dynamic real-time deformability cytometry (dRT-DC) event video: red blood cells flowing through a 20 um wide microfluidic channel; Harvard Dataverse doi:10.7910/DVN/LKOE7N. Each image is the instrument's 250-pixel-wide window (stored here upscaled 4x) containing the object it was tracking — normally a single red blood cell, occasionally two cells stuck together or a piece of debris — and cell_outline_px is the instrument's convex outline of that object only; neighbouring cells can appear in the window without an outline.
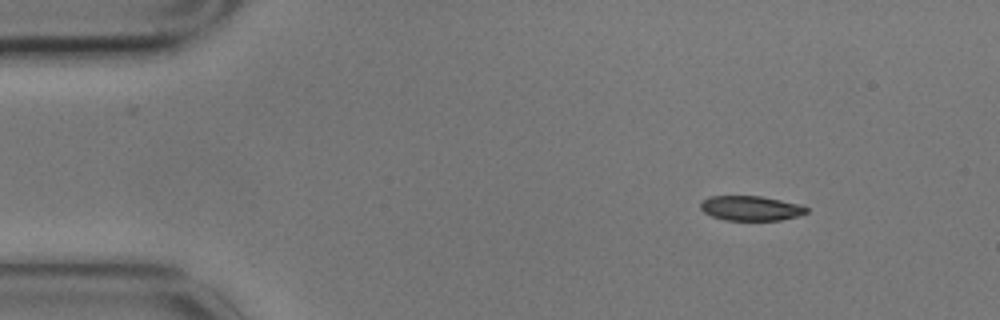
{"species": "common noctule bat (a hibernating species)", "species_latin": "Nyctalus noctula", "temperature_condition": "cold", "stored_images_in_passage": 8, "camera_frame_rate_fps": 3000, "um_per_image_px": 0.085, "animal": {"sex": "male", "body_mass_g": 17.9}, "frame": {"image": 1, "passage_image": 1, "time_ms": 0.0, "image_size_px": [1000, 320], "cell_outline_px": [[808, 212], [796, 216], [780, 220], [724, 220], [712, 216], [704, 212], [700, 208], [700, 204], [708, 196], [760, 196], [800, 204], [808, 208]], "centroid_in_image_um": [63.8, 17.7], "position_along_channel_um": 21.2, "area_um2": 15.2}}
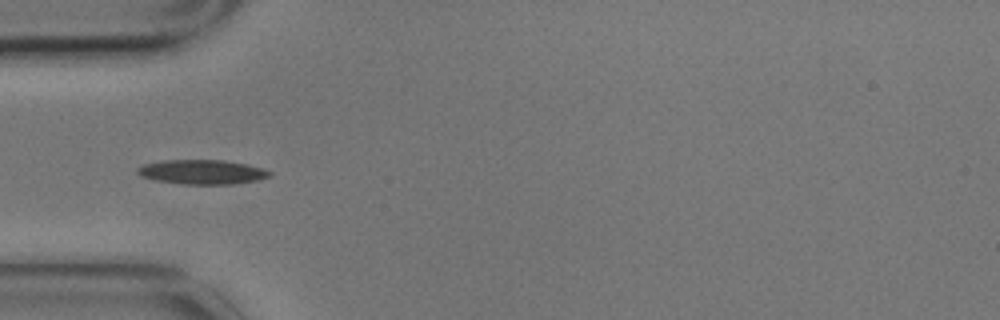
{"frame": {"image": 2, "passage_image": 4, "time_ms": 1.0, "image_size_px": [1000, 320], "cell_outline_px": [[272, 176], [260, 180], [232, 184], [184, 184], [156, 180], [140, 176], [136, 172], [136, 168], [144, 164], [164, 160], [224, 160], [248, 164], [272, 172]], "centroid_in_image_um": [17.19, 14.62], "position_along_channel_um": 67.8, "area_um2": 18.9}}